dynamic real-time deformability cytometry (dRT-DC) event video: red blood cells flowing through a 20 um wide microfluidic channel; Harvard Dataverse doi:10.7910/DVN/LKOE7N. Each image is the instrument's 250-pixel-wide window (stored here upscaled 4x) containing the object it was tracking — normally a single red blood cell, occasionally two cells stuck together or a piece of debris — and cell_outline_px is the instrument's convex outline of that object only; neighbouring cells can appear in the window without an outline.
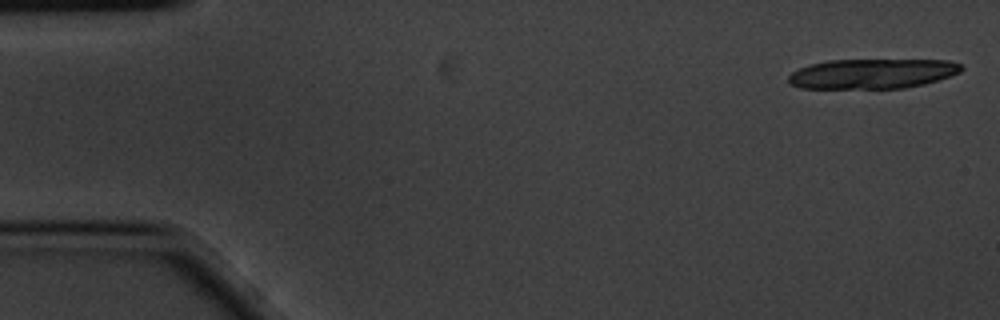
{"species": "common noctule bat (a hibernating species)", "species_latin": "Nyctalus noctula", "temperature_condition": "cold", "stored_images_in_passage": 7, "camera_frame_rate_fps": 3000, "um_per_image_px": 0.085, "animal": {"sex": "male", "body_mass_g": 20.1, "forearm_length_mm": 53.5}, "frame": {"image": 1, "passage_image": 1, "time_ms": 0.0, "image_size_px": [1000, 320], "cell_outline_px": [[964, 68], [960, 72], [924, 84], [904, 88], [800, 88], [792, 84], [788, 80], [788, 76], [792, 72], [808, 64], [828, 60], [948, 60], [960, 64]], "centroid_in_image_um": [74.12, 6.26], "position_along_channel_um": 10.9, "area_um2": 29.94}}
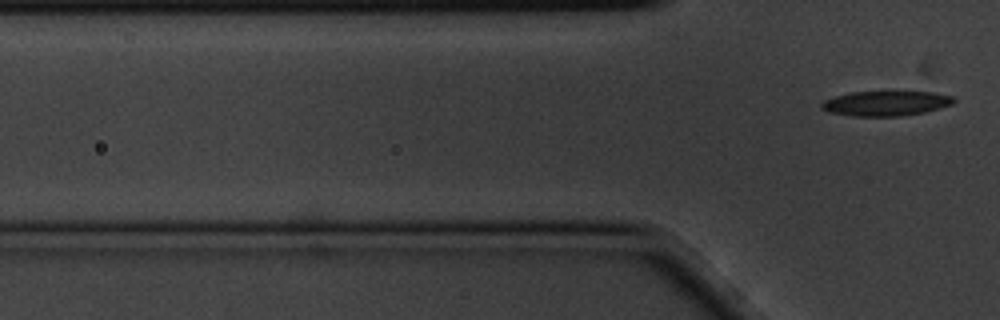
{"frame": {"image": 2, "passage_image": 7, "time_ms": 2.0, "image_size_px": [1000, 320], "cell_outline_px": [[956, 100], [952, 104], [940, 108], [924, 112], [900, 116], [852, 116], [828, 112], [820, 108], [820, 104], [824, 100], [832, 96], [852, 92], [932, 92], [952, 96]], "centroid_in_image_um": [75.25, 8.79], "position_along_channel_um": 50.5, "area_um2": 19.19}}